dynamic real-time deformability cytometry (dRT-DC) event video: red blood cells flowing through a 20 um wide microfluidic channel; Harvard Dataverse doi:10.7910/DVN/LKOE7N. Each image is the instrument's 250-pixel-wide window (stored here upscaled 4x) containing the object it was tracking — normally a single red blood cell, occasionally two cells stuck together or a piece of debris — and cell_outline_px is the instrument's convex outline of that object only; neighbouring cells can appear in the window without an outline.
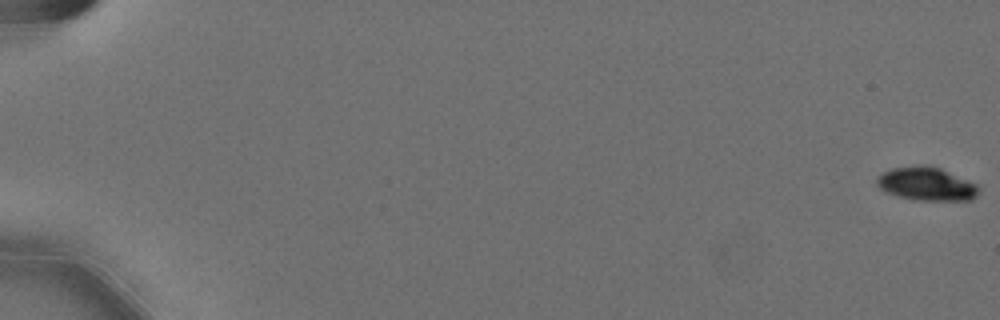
{"species": "Egyptian fruit bat (a non-hibernating species)", "species_latin": "Rousettus aegyptiacus", "temperature_condition": "cold", "stored_images_in_passage": 16, "camera_frame_rate_fps": 3000, "um_per_image_px": 0.085, "animal": {"sex": "female"}, "frame": {"image": 1, "passage_image": 1, "time_ms": 0.0, "image_size_px": [1000, 320], "cell_outline_px": [[980, 188], [976, 196], [972, 200], [916, 200], [884, 192], [876, 184], [876, 176], [892, 168], [920, 164], [924, 164], [940, 168], [968, 180], [976, 184]], "centroid_in_image_um": [78.73, 15.62], "position_along_channel_um": 6.3, "area_um2": 19.88}}